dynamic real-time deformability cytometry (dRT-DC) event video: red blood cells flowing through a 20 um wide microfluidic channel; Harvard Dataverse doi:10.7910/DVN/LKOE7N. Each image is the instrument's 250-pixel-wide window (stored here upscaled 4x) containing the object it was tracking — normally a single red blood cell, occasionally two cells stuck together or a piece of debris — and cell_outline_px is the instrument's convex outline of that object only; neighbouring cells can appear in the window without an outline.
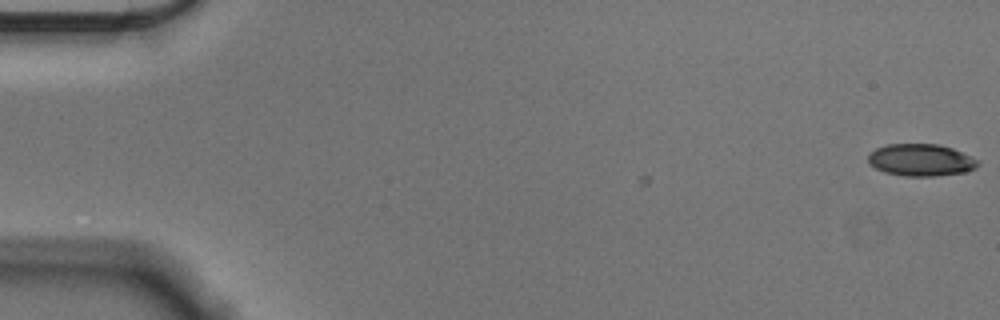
{"species": "Egyptian fruit bat (a non-hibernating species)", "species_latin": "Rousettus aegyptiacus", "temperature_condition": "cold", "stored_images_in_passage": 7, "camera_frame_rate_fps": 3000, "um_per_image_px": 0.085, "animal": {"sex": "male"}, "frame": {"image": 1, "passage_image": 7, "time_ms": 2.0, "image_size_px": [1000, 320], "cell_outline_px": [[980, 164], [976, 168], [964, 172], [936, 176], [904, 176], [884, 172], [868, 164], [868, 156], [876, 148], [888, 144], [940, 144], [952, 148], [980, 160]], "centroid_in_image_um": [78.29, 13.6], "position_along_channel_um": 6.7, "area_um2": 20.63}}